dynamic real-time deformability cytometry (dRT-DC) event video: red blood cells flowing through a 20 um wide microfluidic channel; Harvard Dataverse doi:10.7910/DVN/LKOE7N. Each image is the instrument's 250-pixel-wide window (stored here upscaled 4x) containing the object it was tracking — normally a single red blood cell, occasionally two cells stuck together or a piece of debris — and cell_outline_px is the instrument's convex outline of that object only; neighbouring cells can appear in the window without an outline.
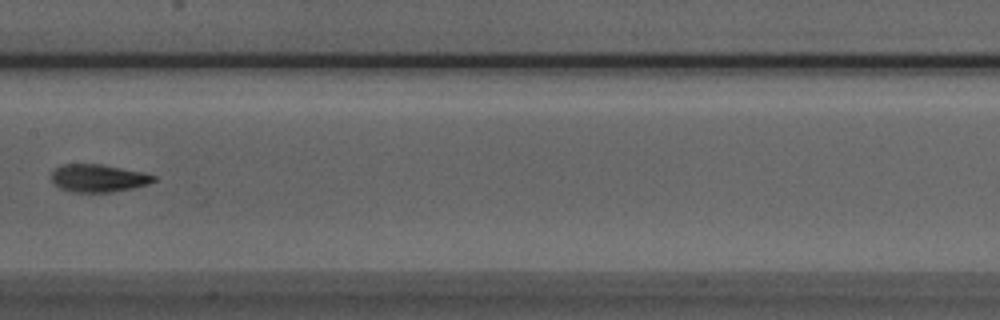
{"species": "Egyptian fruit bat (a non-hibernating species)", "species_latin": "Rousettus aegyptiacus", "temperature_condition": "room temperature", "stored_images_in_passage": 8, "camera_frame_rate_fps": 3000, "um_per_image_px": 0.085, "animal": {"sex": "male"}, "frame": {"image": 1, "passage_image": 8, "time_ms": 2.333, "image_size_px": [1000, 320], "cell_outline_px": [[156, 180], [148, 184], [132, 188], [112, 192], [72, 192], [60, 188], [52, 184], [52, 172], [60, 164], [100, 164], [144, 172], [156, 176]], "centroid_in_image_um": [8.34, 15.14], "position_along_channel_um": 199.1, "area_um2": 16.59}}